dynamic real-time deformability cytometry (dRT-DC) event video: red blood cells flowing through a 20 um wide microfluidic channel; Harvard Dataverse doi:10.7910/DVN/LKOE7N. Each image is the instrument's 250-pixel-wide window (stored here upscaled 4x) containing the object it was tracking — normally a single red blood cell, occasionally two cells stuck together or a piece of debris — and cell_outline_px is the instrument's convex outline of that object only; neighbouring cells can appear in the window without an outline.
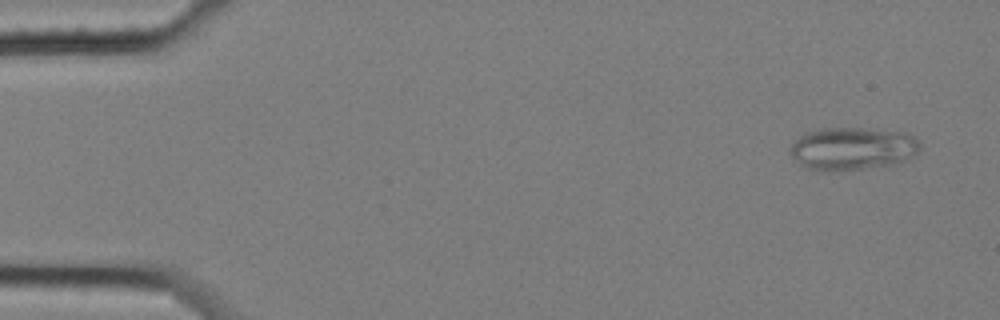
{"species": "common noctule bat (a hibernating species)", "species_latin": "Nyctalus noctula", "temperature_condition": "cold", "stored_images_in_passage": 4, "camera_frame_rate_fps": 3000, "um_per_image_px": 0.085, "animal": {"sex": "female", "body_mass_g": 25.1}, "frame": {"image": 1, "passage_image": 1, "time_ms": 0.0, "image_size_px": [1000, 320], "cell_outline_px": [[920, 148], [912, 156], [904, 160], [892, 164], [860, 168], [824, 172], [808, 168], [800, 164], [788, 152], [792, 144], [800, 136], [808, 132], [824, 128], [860, 128], [908, 132], [920, 144]], "centroid_in_image_um": [72.44, 12.62], "position_along_channel_um": 12.6, "area_um2": 32.02}}